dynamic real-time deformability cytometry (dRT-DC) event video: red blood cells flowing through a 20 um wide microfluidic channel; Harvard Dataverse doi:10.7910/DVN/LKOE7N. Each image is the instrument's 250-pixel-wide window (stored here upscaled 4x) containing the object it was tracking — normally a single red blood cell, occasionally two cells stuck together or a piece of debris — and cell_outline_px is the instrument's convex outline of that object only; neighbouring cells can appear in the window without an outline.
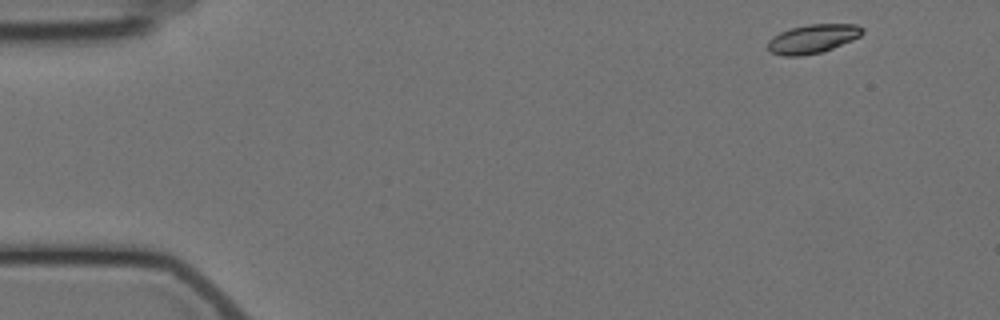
{"species": "Egyptian fruit bat (a non-hibernating species)", "species_latin": "Rousettus aegyptiacus", "temperature_condition": "cold", "stored_images_in_passage": 5, "camera_frame_rate_fps": 3000, "um_per_image_px": 0.085, "animal": {"sex": "female"}, "frame": {"image": 1, "passage_image": 1, "time_ms": 0.0, "image_size_px": [1000, 320], "cell_outline_px": [[864, 32], [860, 36], [852, 40], [832, 48], [820, 52], [800, 56], [784, 56], [772, 52], [768, 48], [768, 40], [772, 36], [780, 32], [792, 28], [808, 24], [856, 24], [864, 28]], "centroid_in_image_um": [69.09, 3.29], "position_along_channel_um": 15.9, "area_um2": 15.78}}
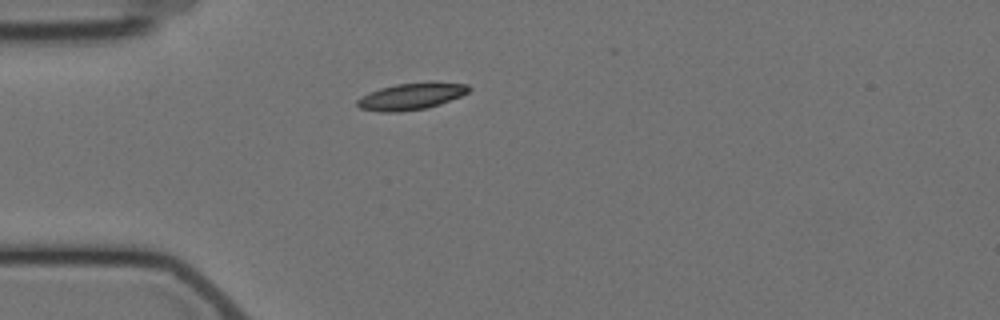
{"frame": {"image": 2, "passage_image": 4, "time_ms": 3.667, "image_size_px": [1000, 320], "cell_outline_px": [[472, 88], [468, 92], [460, 96], [440, 104], [424, 108], [396, 112], [380, 112], [360, 108], [356, 104], [356, 100], [380, 88], [396, 84], [468, 84]], "centroid_in_image_um": [34.91, 8.22], "position_along_channel_um": 50.1, "area_um2": 16.47}}